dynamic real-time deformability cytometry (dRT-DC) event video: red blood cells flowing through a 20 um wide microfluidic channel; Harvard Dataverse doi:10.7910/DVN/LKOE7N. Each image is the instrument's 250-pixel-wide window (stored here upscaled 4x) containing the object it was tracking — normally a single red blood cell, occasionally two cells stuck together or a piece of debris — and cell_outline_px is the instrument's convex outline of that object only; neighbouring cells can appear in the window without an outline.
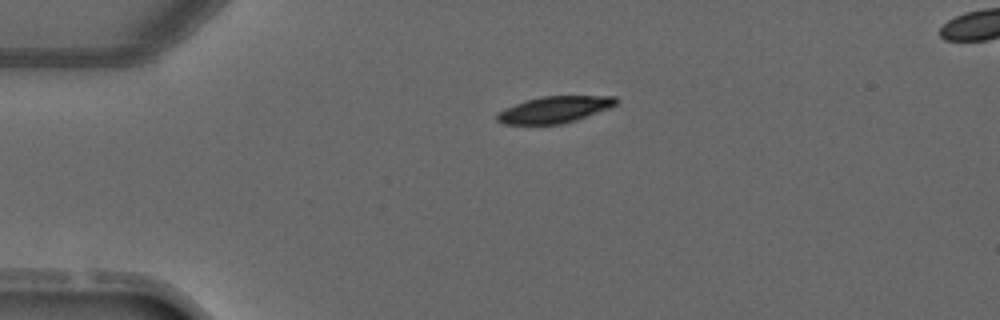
{"species": "common noctule bat (a hibernating species)", "species_latin": "Nyctalus noctula", "temperature_condition": "warm", "stored_images_in_passage": 2, "camera_frame_rate_fps": 3000, "um_per_image_px": 0.085, "animal": {"sex": "male", "forearm_length_mm": 52.5}, "frame": {"image": 1, "passage_image": 1, "time_ms": 0.0, "image_size_px": [1000, 320], "cell_outline_px": [[620, 100], [616, 104], [608, 108], [576, 120], [560, 124], [504, 124], [496, 120], [496, 112], [504, 108], [524, 100], [540, 96], [616, 96]], "centroid_in_image_um": [47.09, 9.3], "position_along_channel_um": 37.9, "area_um2": 18.5}}